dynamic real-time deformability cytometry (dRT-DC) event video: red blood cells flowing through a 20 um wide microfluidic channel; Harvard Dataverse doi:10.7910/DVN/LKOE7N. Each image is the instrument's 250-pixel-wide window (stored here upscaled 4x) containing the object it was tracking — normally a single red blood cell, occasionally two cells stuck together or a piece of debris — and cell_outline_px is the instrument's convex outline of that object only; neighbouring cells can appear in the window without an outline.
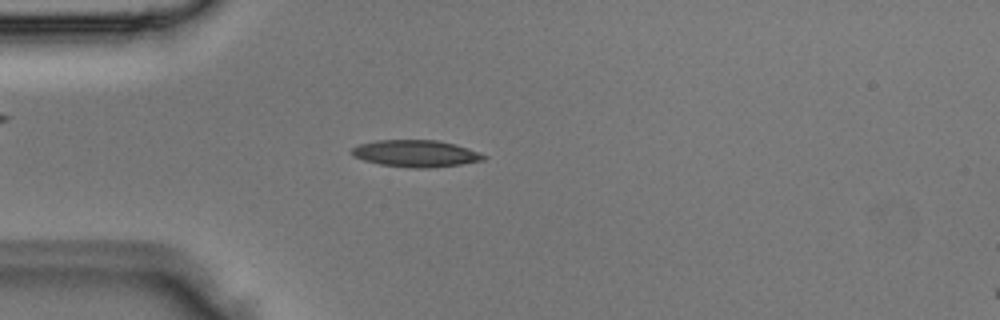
{"species": "Egyptian fruit bat (a non-hibernating species)", "species_latin": "Rousettus aegyptiacus", "temperature_condition": "room temperature", "stored_images_in_passage": 4, "camera_frame_rate_fps": 3000, "um_per_image_px": 0.085, "animal": {"sex": "male"}, "frame": {"image": 1, "passage_image": 4, "time_ms": 1.0, "image_size_px": [1000, 320], "cell_outline_px": [[488, 156], [484, 160], [460, 164], [428, 168], [412, 168], [380, 164], [364, 160], [352, 156], [352, 148], [360, 144], [376, 140], [436, 140], [456, 144], [480, 152]], "centroid_in_image_um": [35.36, 13.04], "position_along_channel_um": 49.6, "area_um2": 20.63}}